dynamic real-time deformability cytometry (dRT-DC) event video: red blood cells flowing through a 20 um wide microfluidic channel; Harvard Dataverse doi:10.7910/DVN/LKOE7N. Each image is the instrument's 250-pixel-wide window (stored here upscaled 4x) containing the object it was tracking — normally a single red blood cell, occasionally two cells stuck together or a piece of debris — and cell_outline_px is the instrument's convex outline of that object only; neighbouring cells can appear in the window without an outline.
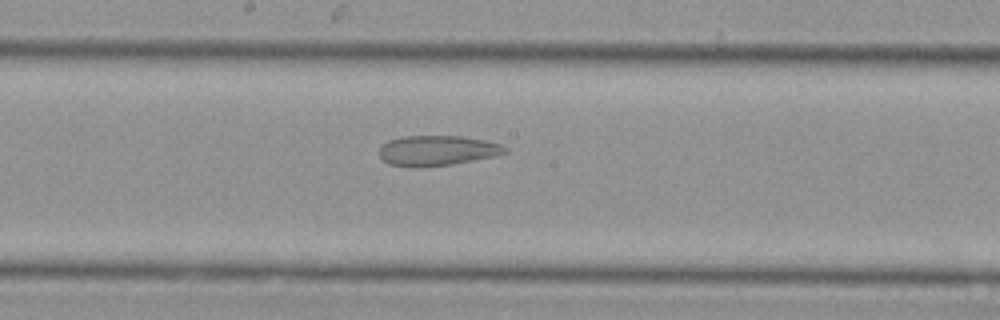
{"species": "Egyptian fruit bat (a non-hibernating species)", "species_latin": "Rousettus aegyptiacus", "temperature_condition": "cold", "stored_images_in_passage": 24, "camera_frame_rate_fps": 3000, "um_per_image_px": 0.085, "animal": {"sex": "female"}, "frame": {"image": 1, "passage_image": 13, "time_ms": 4.0, "image_size_px": [1000, 320], "cell_outline_px": [[508, 152], [492, 156], [452, 164], [420, 168], [416, 168], [388, 164], [380, 156], [380, 148], [388, 140], [404, 136], [460, 136], [484, 140], [500, 144], [508, 148]], "centroid_in_image_um": [37.14, 12.8], "position_along_channel_um": 211.1, "area_um2": 22.02}}
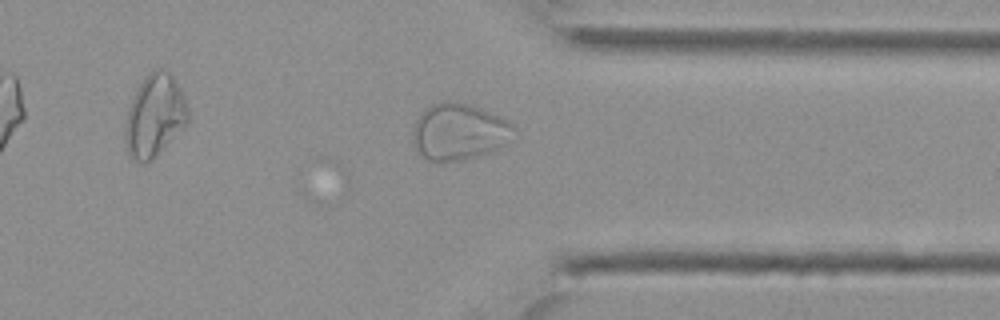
{"frame": {"image": 2, "passage_image": 24, "time_ms": 7.667, "image_size_px": [1000, 320], "cell_outline_px": [[512, 128], [504, 144], [488, 152], [464, 160], [428, 160], [420, 156], [416, 152], [412, 144], [412, 132], [416, 120], [420, 112], [424, 108], [432, 104], [444, 100], [448, 100], [472, 104], [508, 120], [512, 124]], "centroid_in_image_um": [38.9, 11.17], "position_along_channel_um": 372.5, "area_um2": 33.12}}